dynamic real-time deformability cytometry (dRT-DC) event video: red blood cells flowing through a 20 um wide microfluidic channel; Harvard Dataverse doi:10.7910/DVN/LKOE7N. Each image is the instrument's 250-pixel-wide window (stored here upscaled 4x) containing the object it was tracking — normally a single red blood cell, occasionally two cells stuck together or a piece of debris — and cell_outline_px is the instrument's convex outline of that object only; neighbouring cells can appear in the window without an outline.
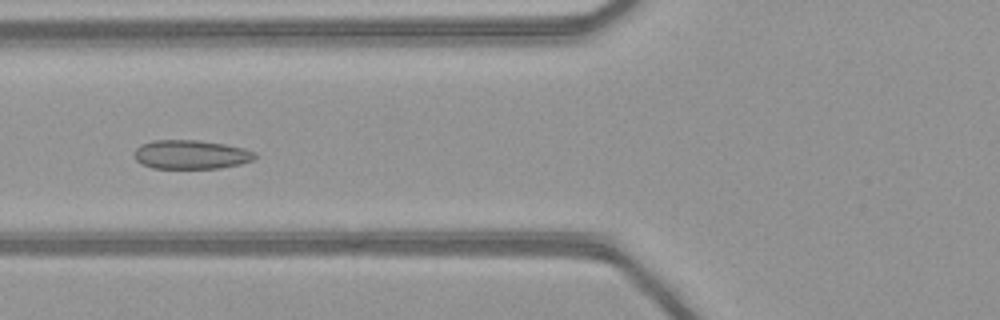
{"species": "common noctule bat (a hibernating species)", "species_latin": "Nyctalus noctula", "temperature_condition": "warm", "stored_images_in_passage": 40, "camera_frame_rate_fps": 3000, "um_per_image_px": 0.085, "animal": {"sex": "female", "body_mass_g": 21.9}, "frame": {"image": 1, "passage_image": 10, "time_ms": 3.0, "image_size_px": [1000, 320], "cell_outline_px": [[256, 156], [252, 160], [240, 164], [220, 168], [152, 168], [136, 160], [136, 148], [140, 144], [152, 140], [200, 140], [224, 144], [244, 148], [256, 152]], "centroid_in_image_um": [16.25, 13.13], "position_along_channel_um": 109.5, "area_um2": 20.29}}
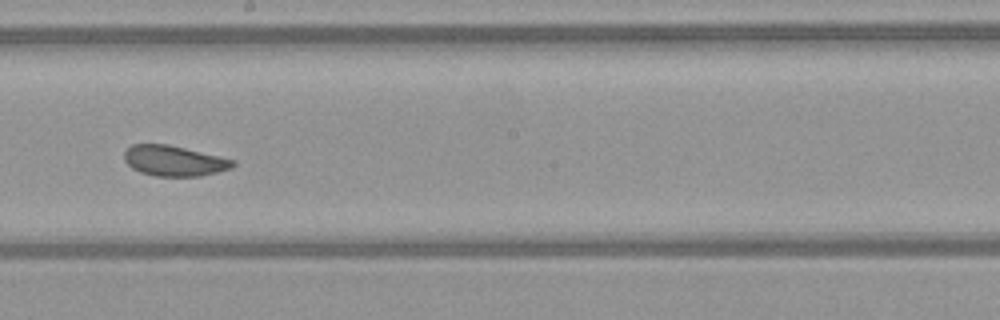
{"frame": {"image": 2, "passage_image": 19, "time_ms": 6.0, "image_size_px": [1000, 320], "cell_outline_px": [[236, 164], [232, 168], [200, 176], [156, 176], [140, 172], [132, 168], [124, 160], [124, 152], [132, 144], [168, 144], [220, 156], [236, 160]], "centroid_in_image_um": [14.81, 13.66], "position_along_channel_um": 233.4, "area_um2": 19.31}}
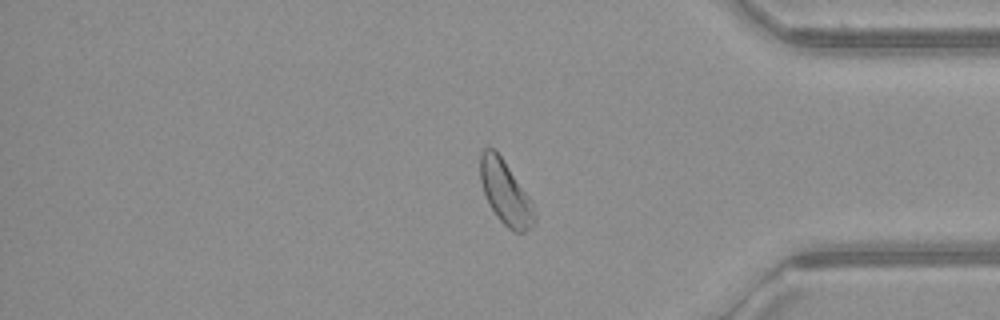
{"frame": {"image": 3, "passage_image": 32, "time_ms": 10.333, "image_size_px": [1000, 320], "cell_outline_px": [[536, 224], [532, 228], [524, 232], [516, 232], [508, 228], [496, 216], [484, 192], [480, 180], [480, 152], [484, 148], [492, 148], [500, 156], [532, 200], [536, 212]], "centroid_in_image_um": [43.0, 16.42], "position_along_channel_um": 392.2, "area_um2": 20.06}, "authors_computed_cell_mechanics": {"area_um2": 20.3167, "velocity_mm_per_s": 4.1103, "shape_relaxation_time_tau1_ms": 7.5804, "shape_relaxation_time_tau2_ms": 1.7797, "deformation_change_tau1": 0.1144, "deformation_change_tau2": 0.0674}}